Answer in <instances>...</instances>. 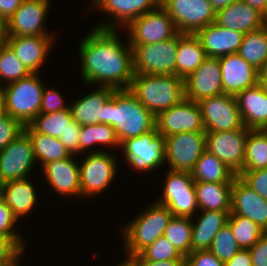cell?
I'll use <instances>...</instances> for the list:
<instances>
[{
  "instance_id": "35",
  "label": "cell",
  "mask_w": 267,
  "mask_h": 266,
  "mask_svg": "<svg viewBox=\"0 0 267 266\" xmlns=\"http://www.w3.org/2000/svg\"><path fill=\"white\" fill-rule=\"evenodd\" d=\"M33 146V154L41 168L50 161L69 158L71 154L58 138L43 133H27Z\"/></svg>"
},
{
  "instance_id": "63",
  "label": "cell",
  "mask_w": 267,
  "mask_h": 266,
  "mask_svg": "<svg viewBox=\"0 0 267 266\" xmlns=\"http://www.w3.org/2000/svg\"><path fill=\"white\" fill-rule=\"evenodd\" d=\"M2 201V186L0 184V202Z\"/></svg>"
},
{
  "instance_id": "2",
  "label": "cell",
  "mask_w": 267,
  "mask_h": 266,
  "mask_svg": "<svg viewBox=\"0 0 267 266\" xmlns=\"http://www.w3.org/2000/svg\"><path fill=\"white\" fill-rule=\"evenodd\" d=\"M103 123L111 125L120 143L156 127V117L129 89L114 90L104 104Z\"/></svg>"
},
{
  "instance_id": "25",
  "label": "cell",
  "mask_w": 267,
  "mask_h": 266,
  "mask_svg": "<svg viewBox=\"0 0 267 266\" xmlns=\"http://www.w3.org/2000/svg\"><path fill=\"white\" fill-rule=\"evenodd\" d=\"M207 57L219 58L239 52L244 34L236 30L220 27L215 22L195 34Z\"/></svg>"
},
{
  "instance_id": "39",
  "label": "cell",
  "mask_w": 267,
  "mask_h": 266,
  "mask_svg": "<svg viewBox=\"0 0 267 266\" xmlns=\"http://www.w3.org/2000/svg\"><path fill=\"white\" fill-rule=\"evenodd\" d=\"M227 223L242 249L251 248L266 233L257 223L247 217L229 215Z\"/></svg>"
},
{
  "instance_id": "52",
  "label": "cell",
  "mask_w": 267,
  "mask_h": 266,
  "mask_svg": "<svg viewBox=\"0 0 267 266\" xmlns=\"http://www.w3.org/2000/svg\"><path fill=\"white\" fill-rule=\"evenodd\" d=\"M23 0H0V24L3 26L20 7Z\"/></svg>"
},
{
  "instance_id": "56",
  "label": "cell",
  "mask_w": 267,
  "mask_h": 266,
  "mask_svg": "<svg viewBox=\"0 0 267 266\" xmlns=\"http://www.w3.org/2000/svg\"><path fill=\"white\" fill-rule=\"evenodd\" d=\"M261 12V0H241Z\"/></svg>"
},
{
  "instance_id": "26",
  "label": "cell",
  "mask_w": 267,
  "mask_h": 266,
  "mask_svg": "<svg viewBox=\"0 0 267 266\" xmlns=\"http://www.w3.org/2000/svg\"><path fill=\"white\" fill-rule=\"evenodd\" d=\"M235 97L243 124L247 129L267 128V94L260 83L239 92Z\"/></svg>"
},
{
  "instance_id": "31",
  "label": "cell",
  "mask_w": 267,
  "mask_h": 266,
  "mask_svg": "<svg viewBox=\"0 0 267 266\" xmlns=\"http://www.w3.org/2000/svg\"><path fill=\"white\" fill-rule=\"evenodd\" d=\"M233 183L195 182V194L199 211H231Z\"/></svg>"
},
{
  "instance_id": "13",
  "label": "cell",
  "mask_w": 267,
  "mask_h": 266,
  "mask_svg": "<svg viewBox=\"0 0 267 266\" xmlns=\"http://www.w3.org/2000/svg\"><path fill=\"white\" fill-rule=\"evenodd\" d=\"M35 164L31 139L23 131L0 151V184L29 178Z\"/></svg>"
},
{
  "instance_id": "46",
  "label": "cell",
  "mask_w": 267,
  "mask_h": 266,
  "mask_svg": "<svg viewBox=\"0 0 267 266\" xmlns=\"http://www.w3.org/2000/svg\"><path fill=\"white\" fill-rule=\"evenodd\" d=\"M238 177L258 195L267 200V168L242 171Z\"/></svg>"
},
{
  "instance_id": "48",
  "label": "cell",
  "mask_w": 267,
  "mask_h": 266,
  "mask_svg": "<svg viewBox=\"0 0 267 266\" xmlns=\"http://www.w3.org/2000/svg\"><path fill=\"white\" fill-rule=\"evenodd\" d=\"M81 131V125L76 121H72L64 130V132L59 135L60 142L65 146L71 155L79 154V134Z\"/></svg>"
},
{
  "instance_id": "24",
  "label": "cell",
  "mask_w": 267,
  "mask_h": 266,
  "mask_svg": "<svg viewBox=\"0 0 267 266\" xmlns=\"http://www.w3.org/2000/svg\"><path fill=\"white\" fill-rule=\"evenodd\" d=\"M216 24L244 35L267 25V18L257 9L241 0H237L216 12Z\"/></svg>"
},
{
  "instance_id": "23",
  "label": "cell",
  "mask_w": 267,
  "mask_h": 266,
  "mask_svg": "<svg viewBox=\"0 0 267 266\" xmlns=\"http://www.w3.org/2000/svg\"><path fill=\"white\" fill-rule=\"evenodd\" d=\"M229 215L247 217L267 232V200L249 188L238 176L231 188Z\"/></svg>"
},
{
  "instance_id": "16",
  "label": "cell",
  "mask_w": 267,
  "mask_h": 266,
  "mask_svg": "<svg viewBox=\"0 0 267 266\" xmlns=\"http://www.w3.org/2000/svg\"><path fill=\"white\" fill-rule=\"evenodd\" d=\"M51 0H23L3 25V36L54 35L44 27Z\"/></svg>"
},
{
  "instance_id": "61",
  "label": "cell",
  "mask_w": 267,
  "mask_h": 266,
  "mask_svg": "<svg viewBox=\"0 0 267 266\" xmlns=\"http://www.w3.org/2000/svg\"><path fill=\"white\" fill-rule=\"evenodd\" d=\"M116 266H129L127 260L125 259L124 262H121L120 264L116 265Z\"/></svg>"
},
{
  "instance_id": "49",
  "label": "cell",
  "mask_w": 267,
  "mask_h": 266,
  "mask_svg": "<svg viewBox=\"0 0 267 266\" xmlns=\"http://www.w3.org/2000/svg\"><path fill=\"white\" fill-rule=\"evenodd\" d=\"M185 266H224L210 250L193 251L185 258Z\"/></svg>"
},
{
  "instance_id": "38",
  "label": "cell",
  "mask_w": 267,
  "mask_h": 266,
  "mask_svg": "<svg viewBox=\"0 0 267 266\" xmlns=\"http://www.w3.org/2000/svg\"><path fill=\"white\" fill-rule=\"evenodd\" d=\"M191 235L192 219L173 216L166 226L163 236L186 258L191 252Z\"/></svg>"
},
{
  "instance_id": "3",
  "label": "cell",
  "mask_w": 267,
  "mask_h": 266,
  "mask_svg": "<svg viewBox=\"0 0 267 266\" xmlns=\"http://www.w3.org/2000/svg\"><path fill=\"white\" fill-rule=\"evenodd\" d=\"M129 90L155 117L185 98L184 79L176 75L134 74Z\"/></svg>"
},
{
  "instance_id": "40",
  "label": "cell",
  "mask_w": 267,
  "mask_h": 266,
  "mask_svg": "<svg viewBox=\"0 0 267 266\" xmlns=\"http://www.w3.org/2000/svg\"><path fill=\"white\" fill-rule=\"evenodd\" d=\"M30 72L18 59L11 48L2 40L0 42V84L4 85L18 81L28 76Z\"/></svg>"
},
{
  "instance_id": "6",
  "label": "cell",
  "mask_w": 267,
  "mask_h": 266,
  "mask_svg": "<svg viewBox=\"0 0 267 266\" xmlns=\"http://www.w3.org/2000/svg\"><path fill=\"white\" fill-rule=\"evenodd\" d=\"M91 150L79 163L81 197L86 198L105 192L117 176L116 155L92 147Z\"/></svg>"
},
{
  "instance_id": "5",
  "label": "cell",
  "mask_w": 267,
  "mask_h": 266,
  "mask_svg": "<svg viewBox=\"0 0 267 266\" xmlns=\"http://www.w3.org/2000/svg\"><path fill=\"white\" fill-rule=\"evenodd\" d=\"M39 74L30 73L18 81L3 85L2 88L5 113L23 126H27L40 114L42 92L46 84Z\"/></svg>"
},
{
  "instance_id": "32",
  "label": "cell",
  "mask_w": 267,
  "mask_h": 266,
  "mask_svg": "<svg viewBox=\"0 0 267 266\" xmlns=\"http://www.w3.org/2000/svg\"><path fill=\"white\" fill-rule=\"evenodd\" d=\"M191 175L195 182L233 183L237 175L217 156L205 150L196 162Z\"/></svg>"
},
{
  "instance_id": "47",
  "label": "cell",
  "mask_w": 267,
  "mask_h": 266,
  "mask_svg": "<svg viewBox=\"0 0 267 266\" xmlns=\"http://www.w3.org/2000/svg\"><path fill=\"white\" fill-rule=\"evenodd\" d=\"M64 99L65 98L63 97L61 92H59V90H55L52 87L48 88L45 85L42 92L40 114L54 113L56 111L67 109L69 105L65 104Z\"/></svg>"
},
{
  "instance_id": "45",
  "label": "cell",
  "mask_w": 267,
  "mask_h": 266,
  "mask_svg": "<svg viewBox=\"0 0 267 266\" xmlns=\"http://www.w3.org/2000/svg\"><path fill=\"white\" fill-rule=\"evenodd\" d=\"M24 126L8 114L0 117V151L8 146L20 133Z\"/></svg>"
},
{
  "instance_id": "9",
  "label": "cell",
  "mask_w": 267,
  "mask_h": 266,
  "mask_svg": "<svg viewBox=\"0 0 267 266\" xmlns=\"http://www.w3.org/2000/svg\"><path fill=\"white\" fill-rule=\"evenodd\" d=\"M166 173L162 196L157 202L167 206L174 217L193 218L199 208L191 172L167 169Z\"/></svg>"
},
{
  "instance_id": "30",
  "label": "cell",
  "mask_w": 267,
  "mask_h": 266,
  "mask_svg": "<svg viewBox=\"0 0 267 266\" xmlns=\"http://www.w3.org/2000/svg\"><path fill=\"white\" fill-rule=\"evenodd\" d=\"M176 58V76L185 79L207 58L199 38L195 34L179 32Z\"/></svg>"
},
{
  "instance_id": "12",
  "label": "cell",
  "mask_w": 267,
  "mask_h": 266,
  "mask_svg": "<svg viewBox=\"0 0 267 266\" xmlns=\"http://www.w3.org/2000/svg\"><path fill=\"white\" fill-rule=\"evenodd\" d=\"M205 150V132H182L165 137V162L171 171L191 172Z\"/></svg>"
},
{
  "instance_id": "37",
  "label": "cell",
  "mask_w": 267,
  "mask_h": 266,
  "mask_svg": "<svg viewBox=\"0 0 267 266\" xmlns=\"http://www.w3.org/2000/svg\"><path fill=\"white\" fill-rule=\"evenodd\" d=\"M79 153L85 152L91 146L105 145L110 148H120V141L116 135L114 128L105 123L81 126L79 134Z\"/></svg>"
},
{
  "instance_id": "50",
  "label": "cell",
  "mask_w": 267,
  "mask_h": 266,
  "mask_svg": "<svg viewBox=\"0 0 267 266\" xmlns=\"http://www.w3.org/2000/svg\"><path fill=\"white\" fill-rule=\"evenodd\" d=\"M252 266H267V232L249 248Z\"/></svg>"
},
{
  "instance_id": "53",
  "label": "cell",
  "mask_w": 267,
  "mask_h": 266,
  "mask_svg": "<svg viewBox=\"0 0 267 266\" xmlns=\"http://www.w3.org/2000/svg\"><path fill=\"white\" fill-rule=\"evenodd\" d=\"M224 266H252L249 249H240Z\"/></svg>"
},
{
  "instance_id": "54",
  "label": "cell",
  "mask_w": 267,
  "mask_h": 266,
  "mask_svg": "<svg viewBox=\"0 0 267 266\" xmlns=\"http://www.w3.org/2000/svg\"><path fill=\"white\" fill-rule=\"evenodd\" d=\"M213 9L217 12L221 9L226 8L227 6H229L230 4H232L233 2L237 1V0H208Z\"/></svg>"
},
{
  "instance_id": "43",
  "label": "cell",
  "mask_w": 267,
  "mask_h": 266,
  "mask_svg": "<svg viewBox=\"0 0 267 266\" xmlns=\"http://www.w3.org/2000/svg\"><path fill=\"white\" fill-rule=\"evenodd\" d=\"M18 219L12 210L3 202H0V233L10 237L23 251L26 250L23 236L15 230Z\"/></svg>"
},
{
  "instance_id": "1",
  "label": "cell",
  "mask_w": 267,
  "mask_h": 266,
  "mask_svg": "<svg viewBox=\"0 0 267 266\" xmlns=\"http://www.w3.org/2000/svg\"><path fill=\"white\" fill-rule=\"evenodd\" d=\"M119 31L93 27L81 39L80 73L85 85L129 89L134 75L133 50L128 40L120 39Z\"/></svg>"
},
{
  "instance_id": "22",
  "label": "cell",
  "mask_w": 267,
  "mask_h": 266,
  "mask_svg": "<svg viewBox=\"0 0 267 266\" xmlns=\"http://www.w3.org/2000/svg\"><path fill=\"white\" fill-rule=\"evenodd\" d=\"M219 64L225 94L236 96L239 92L259 83L258 70L242 58L238 52L219 57Z\"/></svg>"
},
{
  "instance_id": "19",
  "label": "cell",
  "mask_w": 267,
  "mask_h": 266,
  "mask_svg": "<svg viewBox=\"0 0 267 266\" xmlns=\"http://www.w3.org/2000/svg\"><path fill=\"white\" fill-rule=\"evenodd\" d=\"M185 98L200 102L224 93L219 58L207 57L184 79Z\"/></svg>"
},
{
  "instance_id": "58",
  "label": "cell",
  "mask_w": 267,
  "mask_h": 266,
  "mask_svg": "<svg viewBox=\"0 0 267 266\" xmlns=\"http://www.w3.org/2000/svg\"><path fill=\"white\" fill-rule=\"evenodd\" d=\"M5 114V109L3 105V101H0V117H2Z\"/></svg>"
},
{
  "instance_id": "33",
  "label": "cell",
  "mask_w": 267,
  "mask_h": 266,
  "mask_svg": "<svg viewBox=\"0 0 267 266\" xmlns=\"http://www.w3.org/2000/svg\"><path fill=\"white\" fill-rule=\"evenodd\" d=\"M73 121L70 108L54 113L39 114L27 126L26 133H43L54 138H59L66 127Z\"/></svg>"
},
{
  "instance_id": "44",
  "label": "cell",
  "mask_w": 267,
  "mask_h": 266,
  "mask_svg": "<svg viewBox=\"0 0 267 266\" xmlns=\"http://www.w3.org/2000/svg\"><path fill=\"white\" fill-rule=\"evenodd\" d=\"M23 251L10 237L0 233V265L20 266Z\"/></svg>"
},
{
  "instance_id": "4",
  "label": "cell",
  "mask_w": 267,
  "mask_h": 266,
  "mask_svg": "<svg viewBox=\"0 0 267 266\" xmlns=\"http://www.w3.org/2000/svg\"><path fill=\"white\" fill-rule=\"evenodd\" d=\"M172 217L173 214L167 206L157 201L137 214L134 219L121 228L126 256L139 254L156 239L162 237Z\"/></svg>"
},
{
  "instance_id": "60",
  "label": "cell",
  "mask_w": 267,
  "mask_h": 266,
  "mask_svg": "<svg viewBox=\"0 0 267 266\" xmlns=\"http://www.w3.org/2000/svg\"><path fill=\"white\" fill-rule=\"evenodd\" d=\"M3 40V26L0 24V42Z\"/></svg>"
},
{
  "instance_id": "20",
  "label": "cell",
  "mask_w": 267,
  "mask_h": 266,
  "mask_svg": "<svg viewBox=\"0 0 267 266\" xmlns=\"http://www.w3.org/2000/svg\"><path fill=\"white\" fill-rule=\"evenodd\" d=\"M54 37L53 35L3 36V41L30 73H39L51 52Z\"/></svg>"
},
{
  "instance_id": "42",
  "label": "cell",
  "mask_w": 267,
  "mask_h": 266,
  "mask_svg": "<svg viewBox=\"0 0 267 266\" xmlns=\"http://www.w3.org/2000/svg\"><path fill=\"white\" fill-rule=\"evenodd\" d=\"M144 259L150 261H167L185 259L174 245L164 236L156 239L139 253Z\"/></svg>"
},
{
  "instance_id": "8",
  "label": "cell",
  "mask_w": 267,
  "mask_h": 266,
  "mask_svg": "<svg viewBox=\"0 0 267 266\" xmlns=\"http://www.w3.org/2000/svg\"><path fill=\"white\" fill-rule=\"evenodd\" d=\"M119 149L134 170L154 172L165 163V137L156 127L138 137L123 140Z\"/></svg>"
},
{
  "instance_id": "18",
  "label": "cell",
  "mask_w": 267,
  "mask_h": 266,
  "mask_svg": "<svg viewBox=\"0 0 267 266\" xmlns=\"http://www.w3.org/2000/svg\"><path fill=\"white\" fill-rule=\"evenodd\" d=\"M91 6L109 15L105 22L95 27L103 29L125 28L132 20L160 6V0H89ZM94 4V6L92 5ZM108 21V22H107ZM122 25V26H121Z\"/></svg>"
},
{
  "instance_id": "36",
  "label": "cell",
  "mask_w": 267,
  "mask_h": 266,
  "mask_svg": "<svg viewBox=\"0 0 267 266\" xmlns=\"http://www.w3.org/2000/svg\"><path fill=\"white\" fill-rule=\"evenodd\" d=\"M265 168H267V132L263 129H248L242 171H253Z\"/></svg>"
},
{
  "instance_id": "7",
  "label": "cell",
  "mask_w": 267,
  "mask_h": 266,
  "mask_svg": "<svg viewBox=\"0 0 267 266\" xmlns=\"http://www.w3.org/2000/svg\"><path fill=\"white\" fill-rule=\"evenodd\" d=\"M179 32L155 44L130 45L134 74L176 75Z\"/></svg>"
},
{
  "instance_id": "59",
  "label": "cell",
  "mask_w": 267,
  "mask_h": 266,
  "mask_svg": "<svg viewBox=\"0 0 267 266\" xmlns=\"http://www.w3.org/2000/svg\"><path fill=\"white\" fill-rule=\"evenodd\" d=\"M259 83L263 87L265 93L267 94V81H259Z\"/></svg>"
},
{
  "instance_id": "27",
  "label": "cell",
  "mask_w": 267,
  "mask_h": 266,
  "mask_svg": "<svg viewBox=\"0 0 267 266\" xmlns=\"http://www.w3.org/2000/svg\"><path fill=\"white\" fill-rule=\"evenodd\" d=\"M114 90L111 87L96 86L84 97L74 100L69 105L72 119L81 126L103 123L104 104Z\"/></svg>"
},
{
  "instance_id": "51",
  "label": "cell",
  "mask_w": 267,
  "mask_h": 266,
  "mask_svg": "<svg viewBox=\"0 0 267 266\" xmlns=\"http://www.w3.org/2000/svg\"><path fill=\"white\" fill-rule=\"evenodd\" d=\"M129 266H185V259H173L167 261H150L144 259L140 254L126 256Z\"/></svg>"
},
{
  "instance_id": "10",
  "label": "cell",
  "mask_w": 267,
  "mask_h": 266,
  "mask_svg": "<svg viewBox=\"0 0 267 266\" xmlns=\"http://www.w3.org/2000/svg\"><path fill=\"white\" fill-rule=\"evenodd\" d=\"M178 32L196 34L216 21V11L208 0H160Z\"/></svg>"
},
{
  "instance_id": "29",
  "label": "cell",
  "mask_w": 267,
  "mask_h": 266,
  "mask_svg": "<svg viewBox=\"0 0 267 266\" xmlns=\"http://www.w3.org/2000/svg\"><path fill=\"white\" fill-rule=\"evenodd\" d=\"M29 178L12 180L1 184L2 201L12 210L13 215L19 220L26 217L35 207L37 189Z\"/></svg>"
},
{
  "instance_id": "57",
  "label": "cell",
  "mask_w": 267,
  "mask_h": 266,
  "mask_svg": "<svg viewBox=\"0 0 267 266\" xmlns=\"http://www.w3.org/2000/svg\"><path fill=\"white\" fill-rule=\"evenodd\" d=\"M261 13L267 18V0H261Z\"/></svg>"
},
{
  "instance_id": "55",
  "label": "cell",
  "mask_w": 267,
  "mask_h": 266,
  "mask_svg": "<svg viewBox=\"0 0 267 266\" xmlns=\"http://www.w3.org/2000/svg\"><path fill=\"white\" fill-rule=\"evenodd\" d=\"M258 81H267V61L258 70Z\"/></svg>"
},
{
  "instance_id": "21",
  "label": "cell",
  "mask_w": 267,
  "mask_h": 266,
  "mask_svg": "<svg viewBox=\"0 0 267 266\" xmlns=\"http://www.w3.org/2000/svg\"><path fill=\"white\" fill-rule=\"evenodd\" d=\"M74 156L50 161L41 169L47 184L53 188L55 193L62 197L72 196L81 199L79 163L75 161Z\"/></svg>"
},
{
  "instance_id": "41",
  "label": "cell",
  "mask_w": 267,
  "mask_h": 266,
  "mask_svg": "<svg viewBox=\"0 0 267 266\" xmlns=\"http://www.w3.org/2000/svg\"><path fill=\"white\" fill-rule=\"evenodd\" d=\"M233 231L227 223L213 239L210 251L222 262L229 261L239 250Z\"/></svg>"
},
{
  "instance_id": "14",
  "label": "cell",
  "mask_w": 267,
  "mask_h": 266,
  "mask_svg": "<svg viewBox=\"0 0 267 266\" xmlns=\"http://www.w3.org/2000/svg\"><path fill=\"white\" fill-rule=\"evenodd\" d=\"M205 131L224 132L247 129L242 121L234 95L221 94L198 102Z\"/></svg>"
},
{
  "instance_id": "62",
  "label": "cell",
  "mask_w": 267,
  "mask_h": 266,
  "mask_svg": "<svg viewBox=\"0 0 267 266\" xmlns=\"http://www.w3.org/2000/svg\"><path fill=\"white\" fill-rule=\"evenodd\" d=\"M2 88H3V85L0 84V101H3V99H2Z\"/></svg>"
},
{
  "instance_id": "11",
  "label": "cell",
  "mask_w": 267,
  "mask_h": 266,
  "mask_svg": "<svg viewBox=\"0 0 267 266\" xmlns=\"http://www.w3.org/2000/svg\"><path fill=\"white\" fill-rule=\"evenodd\" d=\"M125 31L129 32V45L164 42L178 33L175 23L161 6L132 20Z\"/></svg>"
},
{
  "instance_id": "34",
  "label": "cell",
  "mask_w": 267,
  "mask_h": 266,
  "mask_svg": "<svg viewBox=\"0 0 267 266\" xmlns=\"http://www.w3.org/2000/svg\"><path fill=\"white\" fill-rule=\"evenodd\" d=\"M238 53L251 66L259 70L267 61V25L245 34Z\"/></svg>"
},
{
  "instance_id": "17",
  "label": "cell",
  "mask_w": 267,
  "mask_h": 266,
  "mask_svg": "<svg viewBox=\"0 0 267 266\" xmlns=\"http://www.w3.org/2000/svg\"><path fill=\"white\" fill-rule=\"evenodd\" d=\"M156 128L164 137L182 132H206L199 103L187 98L159 113Z\"/></svg>"
},
{
  "instance_id": "28",
  "label": "cell",
  "mask_w": 267,
  "mask_h": 266,
  "mask_svg": "<svg viewBox=\"0 0 267 266\" xmlns=\"http://www.w3.org/2000/svg\"><path fill=\"white\" fill-rule=\"evenodd\" d=\"M230 212L203 210L191 218V252L210 249L216 234L227 224Z\"/></svg>"
},
{
  "instance_id": "15",
  "label": "cell",
  "mask_w": 267,
  "mask_h": 266,
  "mask_svg": "<svg viewBox=\"0 0 267 266\" xmlns=\"http://www.w3.org/2000/svg\"><path fill=\"white\" fill-rule=\"evenodd\" d=\"M248 129L205 132L206 150L217 156L237 176L243 170Z\"/></svg>"
}]
</instances>
